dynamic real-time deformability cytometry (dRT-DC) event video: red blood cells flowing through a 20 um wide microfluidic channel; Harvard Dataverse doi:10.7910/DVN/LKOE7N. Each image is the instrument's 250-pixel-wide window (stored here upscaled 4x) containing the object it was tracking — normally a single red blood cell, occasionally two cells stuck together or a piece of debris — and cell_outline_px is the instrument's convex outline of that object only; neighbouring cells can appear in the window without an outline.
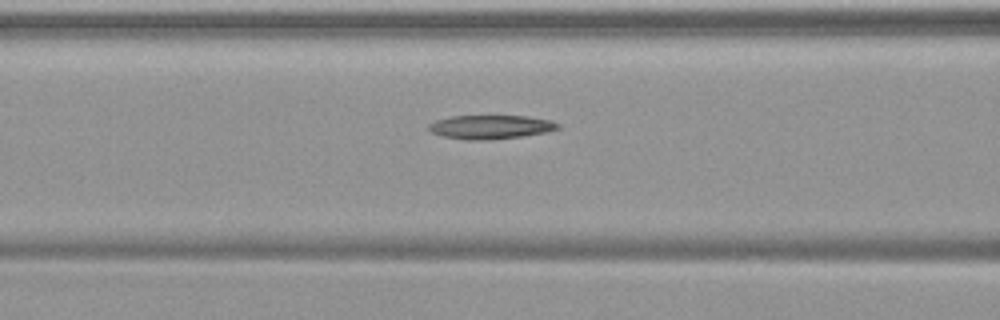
{"species": "common noctule bat (a hibernating species)", "species_latin": "Nyctalus noctula", "temperature_condition": "warm", "stored_images_in_passage": 22, "camera_frame_rate_fps": 3000, "um_per_image_px": 0.085, "animal": {"sex": "female", "body_mass_g": 19.9}, "frame": {"image": 1, "passage_image": 10, "time_ms": 3.0, "image_size_px": [1000, 320], "cell_outline_px": [[560, 128], [548, 132], [520, 136], [488, 140], [468, 140], [444, 136], [432, 132], [428, 128], [428, 124], [436, 120], [452, 116], [528, 116], [552, 120], [560, 124]], "centroid_in_image_um": [41.74, 10.79], "position_along_channel_um": 124.9, "area_um2": 17.92}}
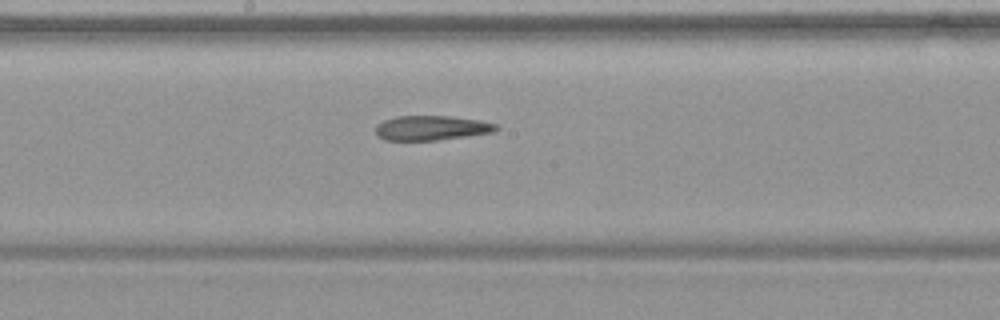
{"frame": {"image": 2, "passage_image": 17, "time_ms": 5.333, "image_size_px": [1000, 320], "cell_outline_px": [[500, 128], [496, 132], [436, 140], [384, 140], [376, 136], [376, 124], [384, 120], [396, 116], [448, 116], [480, 120], [496, 124]], "centroid_in_image_um": [36.67, 10.87], "position_along_channel_um": 211.5, "area_um2": 17.4}}
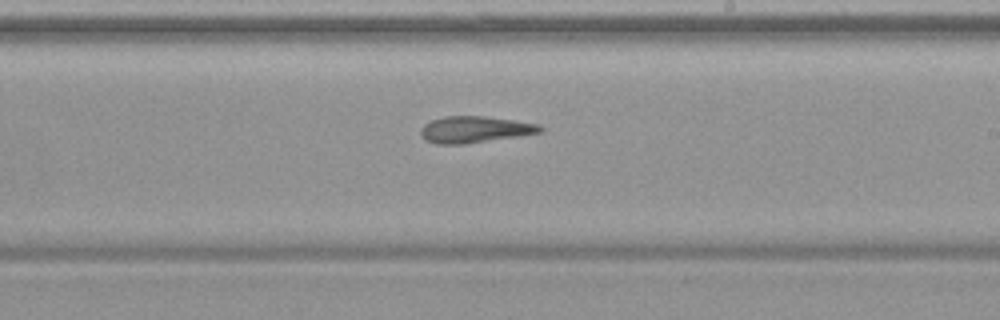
{"frame": {"image": 3, "passage_image": 20, "time_ms": 6.333, "image_size_px": [1000, 320], "cell_outline_px": [[544, 128], [540, 132], [516, 136], [464, 144], [436, 144], [428, 140], [420, 132], [420, 128], [424, 124], [432, 120], [444, 116], [484, 116], [540, 124]], "centroid_in_image_um": [40.34, 10.99], "position_along_channel_um": 248.7, "area_um2": 18.15}}